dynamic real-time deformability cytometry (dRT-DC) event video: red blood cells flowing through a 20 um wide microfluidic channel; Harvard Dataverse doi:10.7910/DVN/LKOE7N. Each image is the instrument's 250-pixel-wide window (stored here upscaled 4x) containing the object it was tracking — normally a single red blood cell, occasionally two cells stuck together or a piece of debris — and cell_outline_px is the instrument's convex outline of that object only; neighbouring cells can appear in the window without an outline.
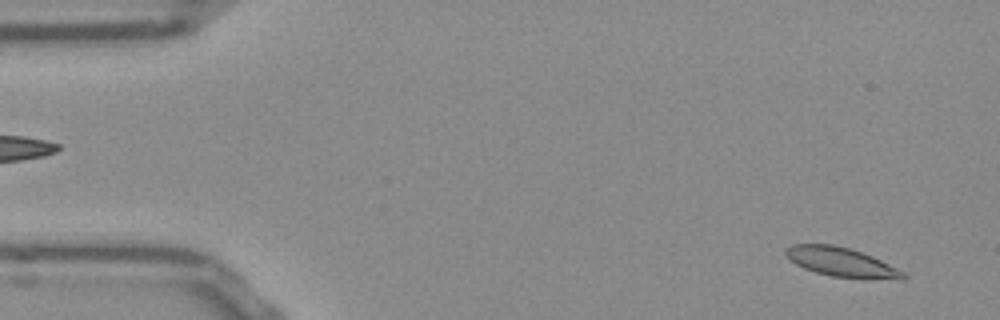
{"species": "Egyptian fruit bat (a non-hibernating species)", "species_latin": "Rousettus aegyptiacus", "temperature_condition": "room temperature", "stored_images_in_passage": 51, "camera_frame_rate_fps": 3000, "um_per_image_px": 0.085, "frame": {"image": 1, "passage_image": 2, "time_ms": 0.333, "image_size_px": [1000, 320], "cell_outline_px": [[908, 276], [832, 276], [816, 272], [804, 268], [796, 264], [784, 252], [792, 244], [832, 244], [848, 248], [872, 256], [904, 272]], "centroid_in_image_um": [71.34, 22.2], "position_along_channel_um": 13.7, "area_um2": 18.44}}
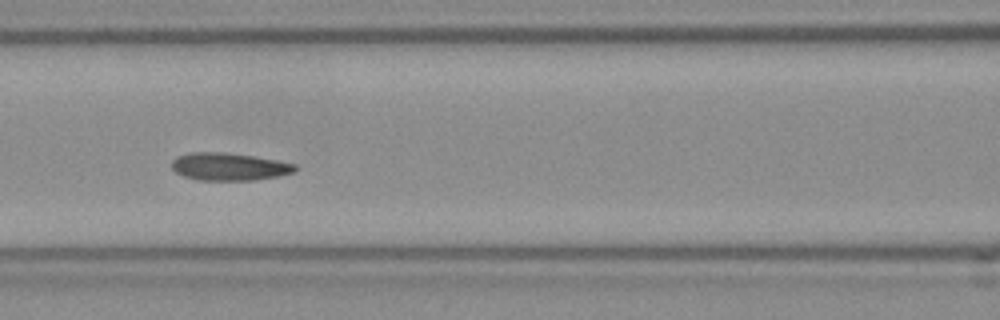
{"frame": {"image": 2, "passage_image": 21, "time_ms": 6.667, "image_size_px": [1000, 320], "cell_outline_px": [[296, 168], [292, 172], [276, 176], [252, 180], [200, 180], [184, 176], [176, 172], [172, 168], [172, 160], [176, 156], [188, 152], [224, 152], [252, 156], [276, 160], [296, 164]], "centroid_in_image_um": [19.41, 14.15], "position_along_channel_um": 147.2, "area_um2": 19.65}}
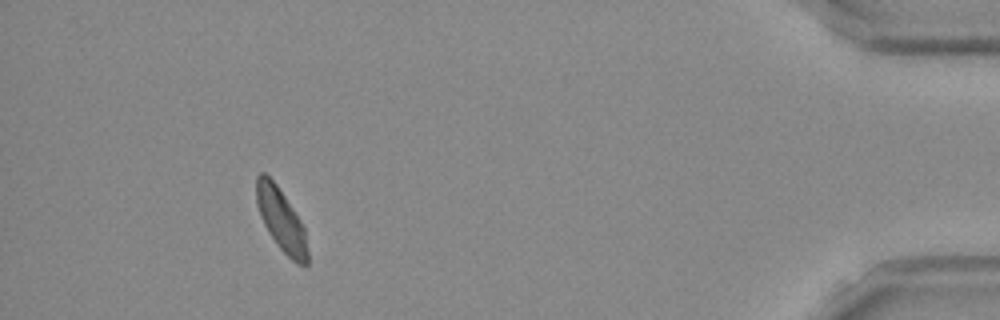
{"frame": {"image": 3, "passage_image": 47, "time_ms": 15.333, "image_size_px": [1000, 320], "cell_outline_px": [[308, 264], [304, 268], [296, 264], [276, 244], [268, 232], [260, 216], [256, 204], [256, 176], [260, 172], [264, 172], [276, 184], [300, 220], [304, 228], [308, 252]], "centroid_in_image_um": [23.89, 18.72], "position_along_channel_um": 411.3, "area_um2": 18.67}, "authors_computed_cell_mechanics": {"area_um2": 19.5364, "velocity_mm_per_s": 3.7982, "shape_relaxation_time_tau1_ms": null, "shape_relaxation_time_tau2_ms": 1.8873, "deformation_change_tau1": null, "deformation_change_tau2": 0.0693}}